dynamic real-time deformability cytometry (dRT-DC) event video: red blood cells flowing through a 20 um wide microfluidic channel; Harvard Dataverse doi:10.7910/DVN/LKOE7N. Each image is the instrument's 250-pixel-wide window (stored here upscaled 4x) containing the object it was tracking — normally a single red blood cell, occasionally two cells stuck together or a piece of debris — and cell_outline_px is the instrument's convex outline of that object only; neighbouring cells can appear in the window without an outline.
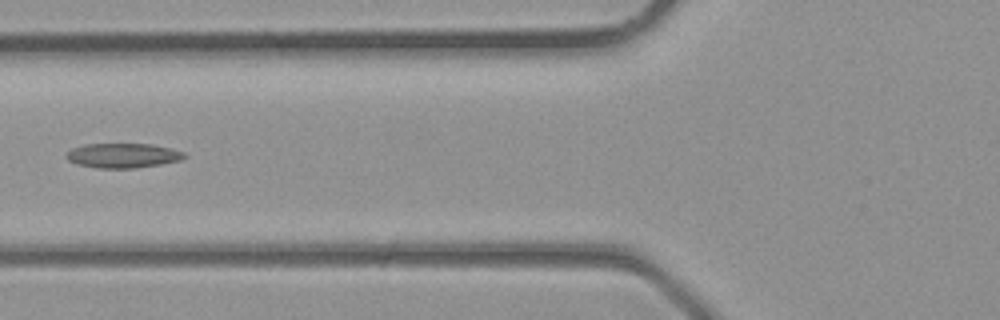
{"species": "common noctule bat (a hibernating species)", "species_latin": "Nyctalus noctula", "temperature_condition": "room temperature", "stored_images_in_passage": 4, "camera_frame_rate_fps": 3000, "um_per_image_px": 0.085, "animal": {"sex": "male", "body_mass_g": 23.1, "forearm_length_mm": 52.7}, "frame": {"image": 1, "passage_image": 4, "time_ms": 1.0, "image_size_px": [1000, 320], "cell_outline_px": [[188, 156], [180, 160], [160, 164], [136, 168], [96, 168], [76, 164], [68, 160], [64, 156], [72, 148], [84, 144], [152, 144], [172, 148], [184, 152]], "centroid_in_image_um": [10.44, 13.22], "position_along_channel_um": 115.4, "area_um2": 17.05}}